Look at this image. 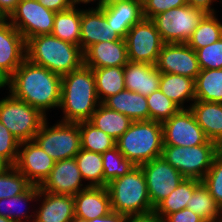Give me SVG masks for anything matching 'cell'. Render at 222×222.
Instances as JSON below:
<instances>
[{"mask_svg":"<svg viewBox=\"0 0 222 222\" xmlns=\"http://www.w3.org/2000/svg\"><path fill=\"white\" fill-rule=\"evenodd\" d=\"M126 222H164V220L155 211H151L145 214L129 215Z\"/></svg>","mask_w":222,"mask_h":222,"instance_id":"46","label":"cell"},{"mask_svg":"<svg viewBox=\"0 0 222 222\" xmlns=\"http://www.w3.org/2000/svg\"><path fill=\"white\" fill-rule=\"evenodd\" d=\"M92 1H95V0H72V3H73V6L76 7V4L82 2L83 4L85 3H90ZM97 8H101L103 6V0H99V2L97 3Z\"/></svg>","mask_w":222,"mask_h":222,"instance_id":"52","label":"cell"},{"mask_svg":"<svg viewBox=\"0 0 222 222\" xmlns=\"http://www.w3.org/2000/svg\"><path fill=\"white\" fill-rule=\"evenodd\" d=\"M116 147L135 166L161 157L162 123L152 120L133 121L129 129L116 140Z\"/></svg>","mask_w":222,"mask_h":222,"instance_id":"4","label":"cell"},{"mask_svg":"<svg viewBox=\"0 0 222 222\" xmlns=\"http://www.w3.org/2000/svg\"><path fill=\"white\" fill-rule=\"evenodd\" d=\"M74 158L83 180H90L89 187H104L103 161L101 154L81 148Z\"/></svg>","mask_w":222,"mask_h":222,"instance_id":"34","label":"cell"},{"mask_svg":"<svg viewBox=\"0 0 222 222\" xmlns=\"http://www.w3.org/2000/svg\"><path fill=\"white\" fill-rule=\"evenodd\" d=\"M195 100L222 103V69H201L195 79Z\"/></svg>","mask_w":222,"mask_h":222,"instance_id":"31","label":"cell"},{"mask_svg":"<svg viewBox=\"0 0 222 222\" xmlns=\"http://www.w3.org/2000/svg\"><path fill=\"white\" fill-rule=\"evenodd\" d=\"M82 179L75 158L55 161L51 173L39 188L47 193L74 196L89 187L81 188Z\"/></svg>","mask_w":222,"mask_h":222,"instance_id":"16","label":"cell"},{"mask_svg":"<svg viewBox=\"0 0 222 222\" xmlns=\"http://www.w3.org/2000/svg\"><path fill=\"white\" fill-rule=\"evenodd\" d=\"M40 192L39 186L31 185L24 193L16 195L10 198H3L0 200V216L10 218L15 222H22V217L24 216L25 220L29 219L32 215H26V212L14 213V209L19 207L17 204H26L28 201H32L34 199H38V195ZM2 206V208H1ZM3 206L7 207L3 210ZM22 206V205H21ZM13 209V211H12ZM8 210V212L6 211ZM16 212V211H15ZM25 213V214H24ZM22 215V216H21Z\"/></svg>","mask_w":222,"mask_h":222,"instance_id":"39","label":"cell"},{"mask_svg":"<svg viewBox=\"0 0 222 222\" xmlns=\"http://www.w3.org/2000/svg\"><path fill=\"white\" fill-rule=\"evenodd\" d=\"M163 220L164 222H205L200 216L187 208L171 213Z\"/></svg>","mask_w":222,"mask_h":222,"instance_id":"44","label":"cell"},{"mask_svg":"<svg viewBox=\"0 0 222 222\" xmlns=\"http://www.w3.org/2000/svg\"><path fill=\"white\" fill-rule=\"evenodd\" d=\"M100 103L92 68L83 64L79 69L62 76L59 107L63 110L64 117L61 121H89Z\"/></svg>","mask_w":222,"mask_h":222,"instance_id":"2","label":"cell"},{"mask_svg":"<svg viewBox=\"0 0 222 222\" xmlns=\"http://www.w3.org/2000/svg\"><path fill=\"white\" fill-rule=\"evenodd\" d=\"M186 208L191 209L205 222H222V208L211 196L203 182L194 189Z\"/></svg>","mask_w":222,"mask_h":222,"instance_id":"32","label":"cell"},{"mask_svg":"<svg viewBox=\"0 0 222 222\" xmlns=\"http://www.w3.org/2000/svg\"><path fill=\"white\" fill-rule=\"evenodd\" d=\"M102 8L107 22L122 39L144 18L142 0H119Z\"/></svg>","mask_w":222,"mask_h":222,"instance_id":"19","label":"cell"},{"mask_svg":"<svg viewBox=\"0 0 222 222\" xmlns=\"http://www.w3.org/2000/svg\"><path fill=\"white\" fill-rule=\"evenodd\" d=\"M12 165L0 155V174L6 172Z\"/></svg>","mask_w":222,"mask_h":222,"instance_id":"51","label":"cell"},{"mask_svg":"<svg viewBox=\"0 0 222 222\" xmlns=\"http://www.w3.org/2000/svg\"><path fill=\"white\" fill-rule=\"evenodd\" d=\"M127 215L110 211L107 215L94 218L86 222H126Z\"/></svg>","mask_w":222,"mask_h":222,"instance_id":"47","label":"cell"},{"mask_svg":"<svg viewBox=\"0 0 222 222\" xmlns=\"http://www.w3.org/2000/svg\"><path fill=\"white\" fill-rule=\"evenodd\" d=\"M23 147L21 150L20 148ZM55 164L34 140L20 143L14 167L35 186H40L51 173Z\"/></svg>","mask_w":222,"mask_h":222,"instance_id":"15","label":"cell"},{"mask_svg":"<svg viewBox=\"0 0 222 222\" xmlns=\"http://www.w3.org/2000/svg\"><path fill=\"white\" fill-rule=\"evenodd\" d=\"M205 14L187 4L159 13L151 20L164 43H187Z\"/></svg>","mask_w":222,"mask_h":222,"instance_id":"9","label":"cell"},{"mask_svg":"<svg viewBox=\"0 0 222 222\" xmlns=\"http://www.w3.org/2000/svg\"><path fill=\"white\" fill-rule=\"evenodd\" d=\"M146 99L152 121L163 123L181 109L159 89L152 92Z\"/></svg>","mask_w":222,"mask_h":222,"instance_id":"37","label":"cell"},{"mask_svg":"<svg viewBox=\"0 0 222 222\" xmlns=\"http://www.w3.org/2000/svg\"><path fill=\"white\" fill-rule=\"evenodd\" d=\"M201 181L222 208V150L214 157L210 169Z\"/></svg>","mask_w":222,"mask_h":222,"instance_id":"40","label":"cell"},{"mask_svg":"<svg viewBox=\"0 0 222 222\" xmlns=\"http://www.w3.org/2000/svg\"><path fill=\"white\" fill-rule=\"evenodd\" d=\"M187 5V0H142L143 17L152 19L159 13Z\"/></svg>","mask_w":222,"mask_h":222,"instance_id":"43","label":"cell"},{"mask_svg":"<svg viewBox=\"0 0 222 222\" xmlns=\"http://www.w3.org/2000/svg\"><path fill=\"white\" fill-rule=\"evenodd\" d=\"M145 175L150 202L155 208L185 177L162 157L140 165Z\"/></svg>","mask_w":222,"mask_h":222,"instance_id":"12","label":"cell"},{"mask_svg":"<svg viewBox=\"0 0 222 222\" xmlns=\"http://www.w3.org/2000/svg\"><path fill=\"white\" fill-rule=\"evenodd\" d=\"M189 108L207 139L222 148V103L195 100Z\"/></svg>","mask_w":222,"mask_h":222,"instance_id":"24","label":"cell"},{"mask_svg":"<svg viewBox=\"0 0 222 222\" xmlns=\"http://www.w3.org/2000/svg\"><path fill=\"white\" fill-rule=\"evenodd\" d=\"M33 140L55 161L74 158L81 149L78 123L60 121L48 128L46 119Z\"/></svg>","mask_w":222,"mask_h":222,"instance_id":"8","label":"cell"},{"mask_svg":"<svg viewBox=\"0 0 222 222\" xmlns=\"http://www.w3.org/2000/svg\"><path fill=\"white\" fill-rule=\"evenodd\" d=\"M45 120L38 109L12 94L0 100V121L20 143L33 140Z\"/></svg>","mask_w":222,"mask_h":222,"instance_id":"7","label":"cell"},{"mask_svg":"<svg viewBox=\"0 0 222 222\" xmlns=\"http://www.w3.org/2000/svg\"><path fill=\"white\" fill-rule=\"evenodd\" d=\"M83 54L84 65L92 69L125 66L129 62L125 39L98 42Z\"/></svg>","mask_w":222,"mask_h":222,"instance_id":"20","label":"cell"},{"mask_svg":"<svg viewBox=\"0 0 222 222\" xmlns=\"http://www.w3.org/2000/svg\"><path fill=\"white\" fill-rule=\"evenodd\" d=\"M95 77L96 93L103 103L108 97L125 90L124 66L92 69Z\"/></svg>","mask_w":222,"mask_h":222,"instance_id":"28","label":"cell"},{"mask_svg":"<svg viewBox=\"0 0 222 222\" xmlns=\"http://www.w3.org/2000/svg\"><path fill=\"white\" fill-rule=\"evenodd\" d=\"M72 222H86V221H81V220H78V219H74V220H72Z\"/></svg>","mask_w":222,"mask_h":222,"instance_id":"56","label":"cell"},{"mask_svg":"<svg viewBox=\"0 0 222 222\" xmlns=\"http://www.w3.org/2000/svg\"><path fill=\"white\" fill-rule=\"evenodd\" d=\"M81 10L72 8L56 12L52 35L65 42L80 46Z\"/></svg>","mask_w":222,"mask_h":222,"instance_id":"30","label":"cell"},{"mask_svg":"<svg viewBox=\"0 0 222 222\" xmlns=\"http://www.w3.org/2000/svg\"><path fill=\"white\" fill-rule=\"evenodd\" d=\"M162 127L163 145L190 147L205 144L208 141L190 108L180 109L164 121Z\"/></svg>","mask_w":222,"mask_h":222,"instance_id":"13","label":"cell"},{"mask_svg":"<svg viewBox=\"0 0 222 222\" xmlns=\"http://www.w3.org/2000/svg\"><path fill=\"white\" fill-rule=\"evenodd\" d=\"M61 81V75L26 59L11 75L9 91L46 116V110L60 106Z\"/></svg>","mask_w":222,"mask_h":222,"instance_id":"1","label":"cell"},{"mask_svg":"<svg viewBox=\"0 0 222 222\" xmlns=\"http://www.w3.org/2000/svg\"><path fill=\"white\" fill-rule=\"evenodd\" d=\"M20 142L0 121V155L12 166L18 157Z\"/></svg>","mask_w":222,"mask_h":222,"instance_id":"42","label":"cell"},{"mask_svg":"<svg viewBox=\"0 0 222 222\" xmlns=\"http://www.w3.org/2000/svg\"><path fill=\"white\" fill-rule=\"evenodd\" d=\"M161 72L155 65L129 61L124 66L125 89L149 96L159 89Z\"/></svg>","mask_w":222,"mask_h":222,"instance_id":"22","label":"cell"},{"mask_svg":"<svg viewBox=\"0 0 222 222\" xmlns=\"http://www.w3.org/2000/svg\"><path fill=\"white\" fill-rule=\"evenodd\" d=\"M8 19H9V16L3 11V9L0 6V24L7 22Z\"/></svg>","mask_w":222,"mask_h":222,"instance_id":"53","label":"cell"},{"mask_svg":"<svg viewBox=\"0 0 222 222\" xmlns=\"http://www.w3.org/2000/svg\"><path fill=\"white\" fill-rule=\"evenodd\" d=\"M103 161L104 187L116 178L128 174L136 167L115 146L101 154Z\"/></svg>","mask_w":222,"mask_h":222,"instance_id":"36","label":"cell"},{"mask_svg":"<svg viewBox=\"0 0 222 222\" xmlns=\"http://www.w3.org/2000/svg\"><path fill=\"white\" fill-rule=\"evenodd\" d=\"M20 1L21 0H0V6L3 11L10 16Z\"/></svg>","mask_w":222,"mask_h":222,"instance_id":"49","label":"cell"},{"mask_svg":"<svg viewBox=\"0 0 222 222\" xmlns=\"http://www.w3.org/2000/svg\"><path fill=\"white\" fill-rule=\"evenodd\" d=\"M124 39L129 61L156 64L164 42L151 19L136 23Z\"/></svg>","mask_w":222,"mask_h":222,"instance_id":"10","label":"cell"},{"mask_svg":"<svg viewBox=\"0 0 222 222\" xmlns=\"http://www.w3.org/2000/svg\"><path fill=\"white\" fill-rule=\"evenodd\" d=\"M42 196V205L39 207L40 210L36 211L32 222H70L75 219L73 196L40 190L38 198Z\"/></svg>","mask_w":222,"mask_h":222,"instance_id":"23","label":"cell"},{"mask_svg":"<svg viewBox=\"0 0 222 222\" xmlns=\"http://www.w3.org/2000/svg\"><path fill=\"white\" fill-rule=\"evenodd\" d=\"M45 8L54 12L65 11L73 7L72 0H37Z\"/></svg>","mask_w":222,"mask_h":222,"instance_id":"45","label":"cell"},{"mask_svg":"<svg viewBox=\"0 0 222 222\" xmlns=\"http://www.w3.org/2000/svg\"><path fill=\"white\" fill-rule=\"evenodd\" d=\"M108 109L129 117L132 121H149L150 113L146 96L130 90H123L108 97L103 103Z\"/></svg>","mask_w":222,"mask_h":222,"instance_id":"25","label":"cell"},{"mask_svg":"<svg viewBox=\"0 0 222 222\" xmlns=\"http://www.w3.org/2000/svg\"><path fill=\"white\" fill-rule=\"evenodd\" d=\"M0 222H15V221H13V220H11L10 218H7V217L0 216Z\"/></svg>","mask_w":222,"mask_h":222,"instance_id":"54","label":"cell"},{"mask_svg":"<svg viewBox=\"0 0 222 222\" xmlns=\"http://www.w3.org/2000/svg\"><path fill=\"white\" fill-rule=\"evenodd\" d=\"M56 12L37 0H21L9 16V22L27 41L37 35L51 34Z\"/></svg>","mask_w":222,"mask_h":222,"instance_id":"11","label":"cell"},{"mask_svg":"<svg viewBox=\"0 0 222 222\" xmlns=\"http://www.w3.org/2000/svg\"><path fill=\"white\" fill-rule=\"evenodd\" d=\"M10 78L11 76L2 68H0V88L6 85L10 88Z\"/></svg>","mask_w":222,"mask_h":222,"instance_id":"50","label":"cell"},{"mask_svg":"<svg viewBox=\"0 0 222 222\" xmlns=\"http://www.w3.org/2000/svg\"><path fill=\"white\" fill-rule=\"evenodd\" d=\"M26 59L61 76L84 64L80 46L65 42L52 34L29 38L26 41Z\"/></svg>","mask_w":222,"mask_h":222,"instance_id":"3","label":"cell"},{"mask_svg":"<svg viewBox=\"0 0 222 222\" xmlns=\"http://www.w3.org/2000/svg\"><path fill=\"white\" fill-rule=\"evenodd\" d=\"M221 148L213 141L196 146L163 145L161 157L185 178L202 180Z\"/></svg>","mask_w":222,"mask_h":222,"instance_id":"6","label":"cell"},{"mask_svg":"<svg viewBox=\"0 0 222 222\" xmlns=\"http://www.w3.org/2000/svg\"><path fill=\"white\" fill-rule=\"evenodd\" d=\"M26 60V40L10 23L0 24V68L10 76Z\"/></svg>","mask_w":222,"mask_h":222,"instance_id":"18","label":"cell"},{"mask_svg":"<svg viewBox=\"0 0 222 222\" xmlns=\"http://www.w3.org/2000/svg\"><path fill=\"white\" fill-rule=\"evenodd\" d=\"M200 69H222V38L196 50Z\"/></svg>","mask_w":222,"mask_h":222,"instance_id":"41","label":"cell"},{"mask_svg":"<svg viewBox=\"0 0 222 222\" xmlns=\"http://www.w3.org/2000/svg\"><path fill=\"white\" fill-rule=\"evenodd\" d=\"M32 184L14 166L0 174V200L24 193Z\"/></svg>","mask_w":222,"mask_h":222,"instance_id":"38","label":"cell"},{"mask_svg":"<svg viewBox=\"0 0 222 222\" xmlns=\"http://www.w3.org/2000/svg\"><path fill=\"white\" fill-rule=\"evenodd\" d=\"M81 148L87 151L104 153L116 146V140L92 125L89 121L79 122Z\"/></svg>","mask_w":222,"mask_h":222,"instance_id":"35","label":"cell"},{"mask_svg":"<svg viewBox=\"0 0 222 222\" xmlns=\"http://www.w3.org/2000/svg\"><path fill=\"white\" fill-rule=\"evenodd\" d=\"M119 0H103V6Z\"/></svg>","mask_w":222,"mask_h":222,"instance_id":"55","label":"cell"},{"mask_svg":"<svg viewBox=\"0 0 222 222\" xmlns=\"http://www.w3.org/2000/svg\"><path fill=\"white\" fill-rule=\"evenodd\" d=\"M159 90L181 109L184 101H195V79L170 73H161Z\"/></svg>","mask_w":222,"mask_h":222,"instance_id":"26","label":"cell"},{"mask_svg":"<svg viewBox=\"0 0 222 222\" xmlns=\"http://www.w3.org/2000/svg\"><path fill=\"white\" fill-rule=\"evenodd\" d=\"M107 22L103 8L81 10L80 48L83 53L93 44L122 39Z\"/></svg>","mask_w":222,"mask_h":222,"instance_id":"17","label":"cell"},{"mask_svg":"<svg viewBox=\"0 0 222 222\" xmlns=\"http://www.w3.org/2000/svg\"><path fill=\"white\" fill-rule=\"evenodd\" d=\"M73 198L75 219L89 221L112 211L107 187H88Z\"/></svg>","mask_w":222,"mask_h":222,"instance_id":"21","label":"cell"},{"mask_svg":"<svg viewBox=\"0 0 222 222\" xmlns=\"http://www.w3.org/2000/svg\"><path fill=\"white\" fill-rule=\"evenodd\" d=\"M111 210L124 215L145 214L154 211L150 202L145 175L140 166L107 184Z\"/></svg>","mask_w":222,"mask_h":222,"instance_id":"5","label":"cell"},{"mask_svg":"<svg viewBox=\"0 0 222 222\" xmlns=\"http://www.w3.org/2000/svg\"><path fill=\"white\" fill-rule=\"evenodd\" d=\"M161 73L196 79L200 72L197 54L186 43H164L155 64Z\"/></svg>","mask_w":222,"mask_h":222,"instance_id":"14","label":"cell"},{"mask_svg":"<svg viewBox=\"0 0 222 222\" xmlns=\"http://www.w3.org/2000/svg\"><path fill=\"white\" fill-rule=\"evenodd\" d=\"M213 0H187V4L194 8H200L205 13H215L214 9L211 8Z\"/></svg>","mask_w":222,"mask_h":222,"instance_id":"48","label":"cell"},{"mask_svg":"<svg viewBox=\"0 0 222 222\" xmlns=\"http://www.w3.org/2000/svg\"><path fill=\"white\" fill-rule=\"evenodd\" d=\"M89 122L117 140L129 129L133 121L124 114L108 109L100 103Z\"/></svg>","mask_w":222,"mask_h":222,"instance_id":"27","label":"cell"},{"mask_svg":"<svg viewBox=\"0 0 222 222\" xmlns=\"http://www.w3.org/2000/svg\"><path fill=\"white\" fill-rule=\"evenodd\" d=\"M221 38L222 24L216 18L215 13H206L186 44L196 51Z\"/></svg>","mask_w":222,"mask_h":222,"instance_id":"33","label":"cell"},{"mask_svg":"<svg viewBox=\"0 0 222 222\" xmlns=\"http://www.w3.org/2000/svg\"><path fill=\"white\" fill-rule=\"evenodd\" d=\"M201 180L185 178L173 190L168 197L163 199L154 211L164 219L167 215L186 208L187 202L193 195L194 189L201 183Z\"/></svg>","mask_w":222,"mask_h":222,"instance_id":"29","label":"cell"}]
</instances>
